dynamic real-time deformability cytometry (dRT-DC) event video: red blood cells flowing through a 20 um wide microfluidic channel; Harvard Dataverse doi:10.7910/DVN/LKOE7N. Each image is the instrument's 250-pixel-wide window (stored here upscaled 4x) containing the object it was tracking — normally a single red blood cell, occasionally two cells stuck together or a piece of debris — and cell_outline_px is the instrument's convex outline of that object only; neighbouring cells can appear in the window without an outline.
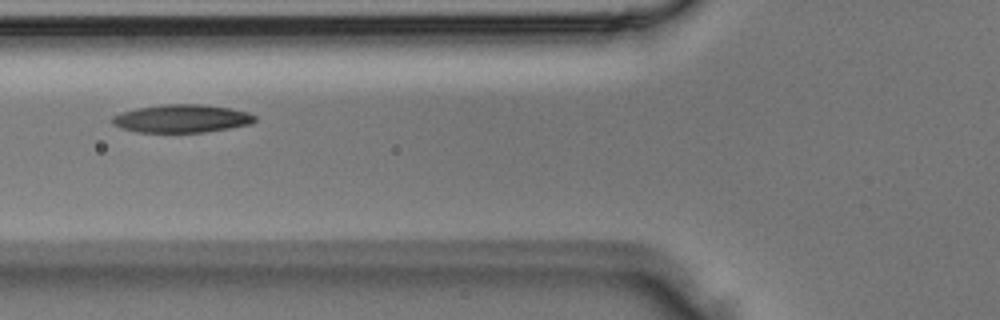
{"species": "Egyptian fruit bat (a non-hibernating species)", "species_latin": "Rousettus aegyptiacus", "temperature_condition": "room temperature", "stored_images_in_passage": 5, "camera_frame_rate_fps": 3000, "um_per_image_px": 0.085, "animal": {"sex": "male"}, "frame": {"image": 1, "passage_image": 5, "time_ms": 1.333, "image_size_px": [1000, 320], "cell_outline_px": [[256, 120], [252, 124], [204, 132], [136, 132], [112, 124], [112, 116], [120, 112], [136, 108], [160, 104], [200, 104], [232, 108], [248, 112], [256, 116]], "centroid_in_image_um": [15.45, 10.06], "position_along_channel_um": 110.3, "area_um2": 23.41}}